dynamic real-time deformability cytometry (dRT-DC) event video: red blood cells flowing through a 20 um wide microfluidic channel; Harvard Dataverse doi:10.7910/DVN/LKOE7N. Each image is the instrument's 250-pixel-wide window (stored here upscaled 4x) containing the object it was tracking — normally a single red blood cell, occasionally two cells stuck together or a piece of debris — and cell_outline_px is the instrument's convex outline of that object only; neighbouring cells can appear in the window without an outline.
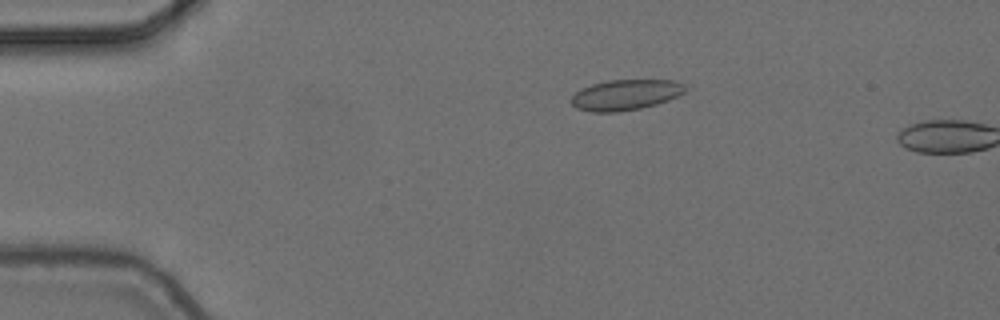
{"species": "common noctule bat (a hibernating species)", "species_latin": "Nyctalus noctula", "temperature_condition": "cold", "stored_images_in_passage": 4, "camera_frame_rate_fps": 3000, "um_per_image_px": 0.085, "animal": {"sex": "female", "body_mass_g": 24.6, "forearm_length_mm": 56.2}, "frame": {"image": 1, "passage_image": 3, "time_ms": 0.667, "image_size_px": [1000, 320], "cell_outline_px": [[688, 88], [684, 92], [668, 100], [656, 104], [640, 108], [616, 112], [592, 112], [576, 108], [572, 104], [572, 96], [576, 92], [592, 84], [608, 80], [672, 80], [684, 84]], "centroid_in_image_um": [53.18, 8.06], "position_along_channel_um": 31.8, "area_um2": 20.11}}